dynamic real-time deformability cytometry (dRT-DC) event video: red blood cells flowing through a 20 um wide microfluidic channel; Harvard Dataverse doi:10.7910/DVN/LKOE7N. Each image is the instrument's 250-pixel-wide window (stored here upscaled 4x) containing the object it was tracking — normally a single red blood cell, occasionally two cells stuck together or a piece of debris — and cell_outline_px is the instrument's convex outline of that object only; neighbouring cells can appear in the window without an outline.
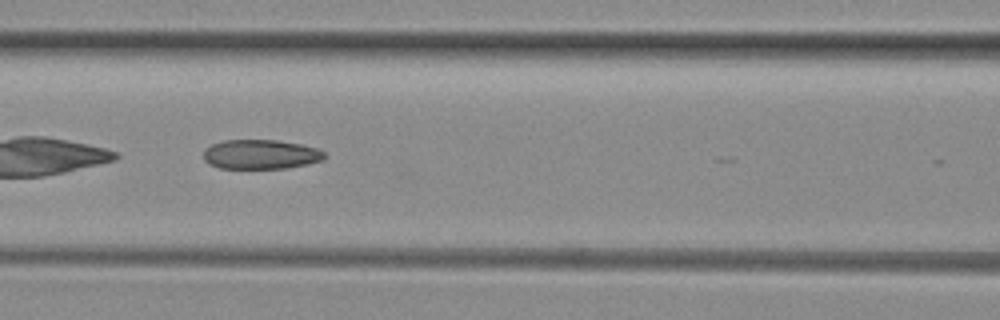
{"species": "common noctule bat (a hibernating species)", "species_latin": "Nyctalus noctula", "temperature_condition": "room temperature", "stored_images_in_passage": 17, "camera_frame_rate_fps": 3000, "um_per_image_px": 0.085, "animal": {"sex": "female", "body_mass_g": 29.2, "forearm_length_mm": 56.3}, "frame": {"image": 1, "passage_image": 12, "time_ms": 3.667, "image_size_px": [1000, 320], "cell_outline_px": [[324, 160], [308, 164], [284, 168], [220, 168], [208, 164], [204, 160], [204, 148], [212, 144], [224, 140], [276, 140], [300, 144], [316, 148], [324, 152]], "centroid_in_image_um": [22.13, 13.12], "position_along_channel_um": 144.5, "area_um2": 20.75}}